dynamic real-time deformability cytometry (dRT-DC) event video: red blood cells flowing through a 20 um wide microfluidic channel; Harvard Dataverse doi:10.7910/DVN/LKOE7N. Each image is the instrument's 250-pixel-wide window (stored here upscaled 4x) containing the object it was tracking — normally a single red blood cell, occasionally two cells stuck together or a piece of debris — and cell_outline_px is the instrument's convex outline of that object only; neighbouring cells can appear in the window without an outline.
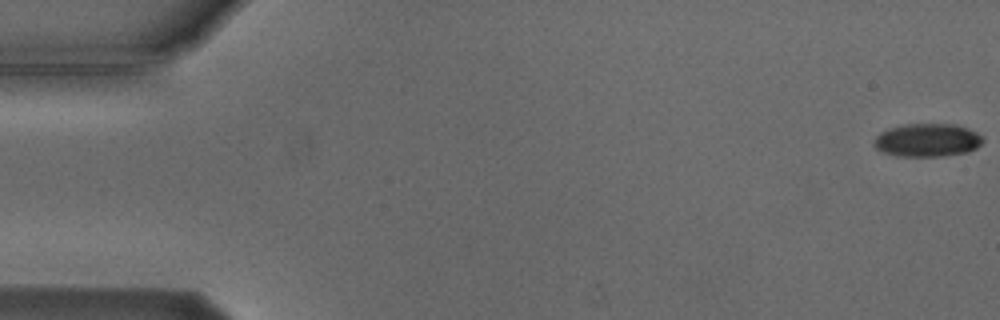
{"species": "Egyptian fruit bat (a non-hibernating species)", "species_latin": "Rousettus aegyptiacus", "temperature_condition": "cold", "stored_images_in_passage": 6, "camera_frame_rate_fps": 3000, "um_per_image_px": 0.085, "animal": {"sex": "male"}, "frame": {"image": 1, "passage_image": 1, "time_ms": 0.0, "image_size_px": [1000, 320], "cell_outline_px": [[984, 140], [976, 148], [968, 152], [944, 156], [896, 156], [884, 152], [876, 148], [872, 144], [876, 136], [892, 128], [908, 124], [956, 124], [968, 128], [984, 136]], "centroid_in_image_um": [78.87, 11.92], "position_along_channel_um": 6.1, "area_um2": 20.98}}
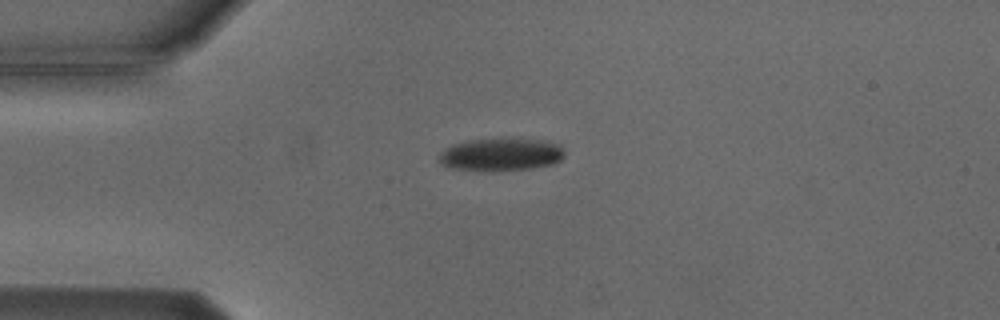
{"frame": {"image": 2, "passage_image": 5, "time_ms": 4.333, "image_size_px": [1000, 320], "cell_outline_px": [[564, 156], [560, 160], [552, 164], [532, 168], [492, 172], [480, 172], [448, 168], [440, 164], [440, 156], [452, 144], [472, 140], [544, 140], [556, 144], [564, 148]], "centroid_in_image_um": [42.57, 13.19], "position_along_channel_um": 42.4, "area_um2": 23.76}}